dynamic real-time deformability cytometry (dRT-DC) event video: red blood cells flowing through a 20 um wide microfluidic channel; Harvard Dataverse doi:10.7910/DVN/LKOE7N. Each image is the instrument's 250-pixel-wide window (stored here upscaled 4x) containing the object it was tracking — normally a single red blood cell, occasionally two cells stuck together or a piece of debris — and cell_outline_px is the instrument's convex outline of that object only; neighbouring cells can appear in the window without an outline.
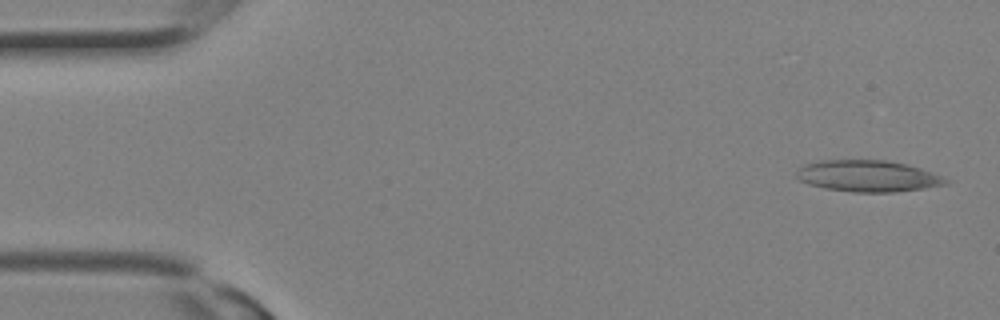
{"species": "Egyptian fruit bat (a non-hibernating species)", "species_latin": "Rousettus aegyptiacus", "temperature_condition": "room temperature", "stored_images_in_passage": 10, "camera_frame_rate_fps": 3000, "um_per_image_px": 0.085, "animal": {"sex": "female"}, "frame": {"image": 1, "passage_image": 1, "time_ms": 0.0, "image_size_px": [1000, 320], "cell_outline_px": [[952, 180], [948, 184], [924, 188], [896, 192], [852, 192], [824, 188], [808, 184], [800, 180], [796, 176], [796, 172], [804, 164], [816, 160], [884, 160], [908, 164], [932, 172]], "centroid_in_image_um": [73.78, 14.96], "position_along_channel_um": 11.2, "area_um2": 27.57}}
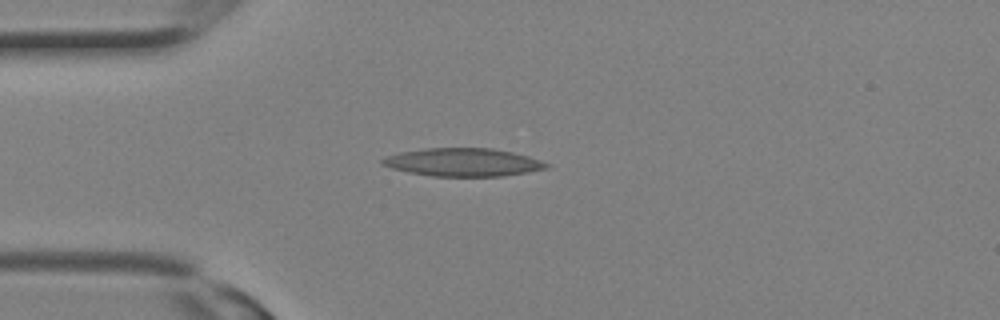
{"frame": {"image": 2, "passage_image": 7, "time_ms": 2.0, "image_size_px": [1000, 320], "cell_outline_px": [[552, 164], [548, 168], [528, 172], [500, 176], [432, 176], [408, 172], [392, 168], [380, 164], [380, 160], [384, 156], [400, 152], [424, 148], [492, 148], [512, 152], [528, 156]], "centroid_in_image_um": [39.34, 13.79], "position_along_channel_um": 45.7, "area_um2": 26.93}}
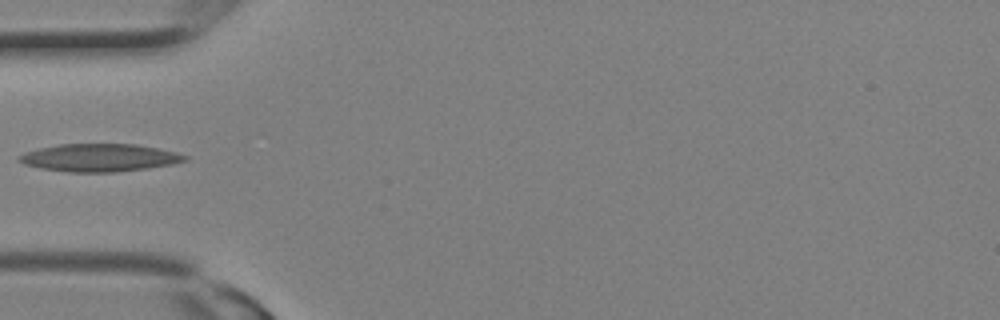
{"frame": {"image": 3, "passage_image": 9, "time_ms": 2.667, "image_size_px": [1000, 320], "cell_outline_px": [[188, 160], [172, 164], [148, 168], [116, 172], [68, 172], [40, 168], [24, 164], [16, 160], [16, 156], [24, 152], [40, 148], [60, 144], [136, 144], [176, 152], [188, 156]], "centroid_in_image_um": [8.42, 13.4], "position_along_channel_um": 76.6, "area_um2": 26.88}}